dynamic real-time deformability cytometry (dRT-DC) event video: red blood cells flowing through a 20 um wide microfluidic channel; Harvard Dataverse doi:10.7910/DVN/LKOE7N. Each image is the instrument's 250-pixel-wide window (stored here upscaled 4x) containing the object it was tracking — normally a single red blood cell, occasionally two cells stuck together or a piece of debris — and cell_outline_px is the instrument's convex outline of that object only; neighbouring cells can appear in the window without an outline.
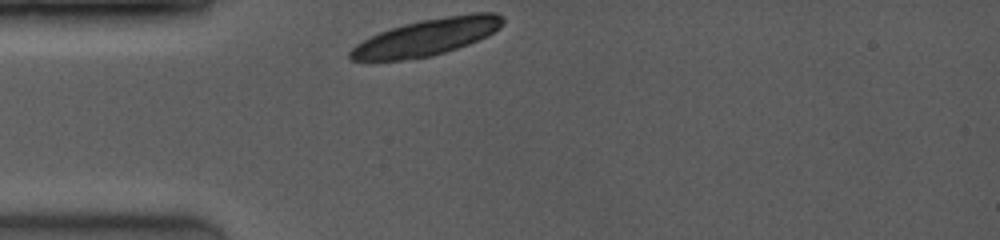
{"species": "common noctule bat (a hibernating species)", "species_latin": "Nyctalus noctula", "temperature_condition": "room temperature", "stored_images_in_passage": 1, "camera_frame_rate_fps": 4000, "um_per_image_px": 0.085, "animal": {"sex": "female", "body_mass_g": 19.0, "forearm_length_mm": 53.3}, "frame": {"image": 1, "passage_image": 1, "time_ms": 0.0, "image_size_px": [1000, 240], "cell_outline_px": [[504, 20], [500, 28], [488, 36], [468, 44], [432, 56], [400, 60], [352, 60], [348, 56], [348, 52], [356, 44], [380, 32], [392, 28], [424, 20], [448, 16], [476, 12], [492, 12], [504, 16]], "centroid_in_image_um": [36.32, 3.16], "position_along_channel_um": 48.7, "area_um2": 32.08}}